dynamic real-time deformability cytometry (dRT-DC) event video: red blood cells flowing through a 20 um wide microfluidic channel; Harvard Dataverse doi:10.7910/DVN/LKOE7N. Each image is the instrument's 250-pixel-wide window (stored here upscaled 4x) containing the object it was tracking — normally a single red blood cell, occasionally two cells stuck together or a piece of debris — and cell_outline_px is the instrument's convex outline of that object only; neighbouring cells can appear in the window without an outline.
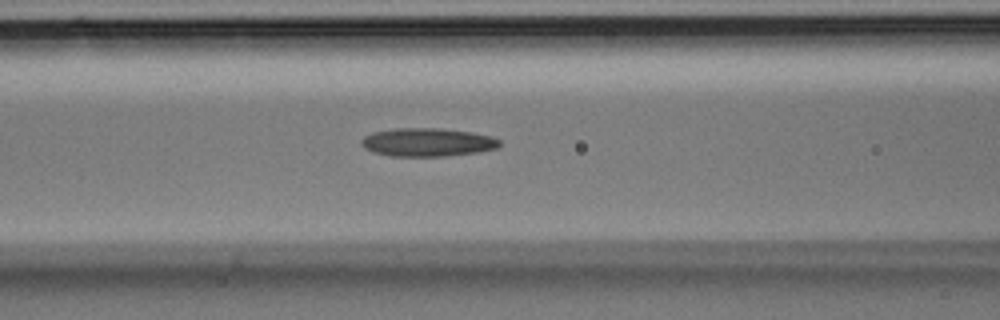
{"species": "Egyptian fruit bat (a non-hibernating species)", "species_latin": "Rousettus aegyptiacus", "temperature_condition": "room temperature", "stored_images_in_passage": 25, "camera_frame_rate_fps": 3000, "um_per_image_px": 0.085, "animal": {"sex": "male"}, "frame": {"image": 1, "passage_image": 6, "time_ms": 1.667, "image_size_px": [1000, 320], "cell_outline_px": [[500, 144], [496, 148], [480, 152], [444, 156], [392, 156], [372, 152], [364, 148], [360, 144], [360, 140], [364, 136], [372, 132], [392, 128], [440, 128], [472, 132], [492, 136], [500, 140]], "centroid_in_image_um": [36.3, 12.08], "position_along_channel_um": 130.3, "area_um2": 23.06}}
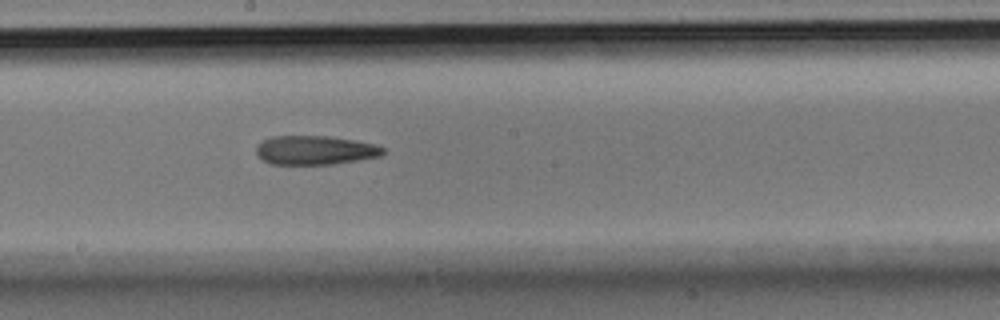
{"frame": {"image": 2, "passage_image": 11, "time_ms": 3.333, "image_size_px": [1000, 320], "cell_outline_px": [[384, 152], [380, 156], [332, 164], [272, 164], [264, 160], [256, 152], [256, 148], [264, 140], [272, 136], [328, 136], [356, 140], [376, 144], [384, 148]], "centroid_in_image_um": [26.81, 12.76], "position_along_channel_um": 221.4, "area_um2": 21.21}}
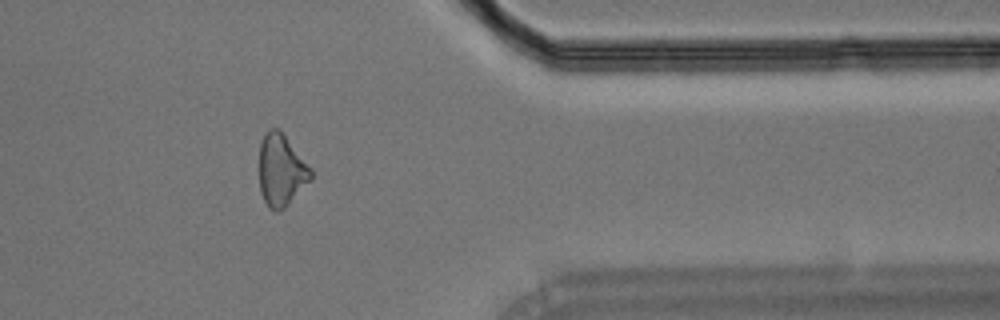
{"frame": {"image": 3, "passage_image": 21, "time_ms": 6.667, "image_size_px": [1000, 320], "cell_outline_px": [[312, 180], [284, 208], [276, 212], [268, 208], [260, 192], [260, 144], [264, 136], [272, 128], [280, 128], [312, 168]], "centroid_in_image_um": [23.93, 14.48], "position_along_channel_um": 387.5, "area_um2": 21.79}}